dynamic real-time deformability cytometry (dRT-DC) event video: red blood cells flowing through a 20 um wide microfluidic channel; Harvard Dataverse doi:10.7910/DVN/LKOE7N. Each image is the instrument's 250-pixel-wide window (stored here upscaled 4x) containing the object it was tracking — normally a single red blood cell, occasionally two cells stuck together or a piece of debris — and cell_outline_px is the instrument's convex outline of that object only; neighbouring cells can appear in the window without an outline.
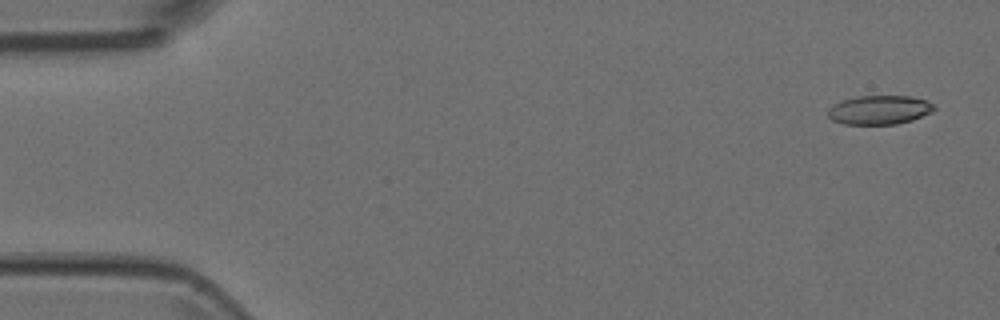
{"species": "Egyptian fruit bat (a non-hibernating species)", "species_latin": "Rousettus aegyptiacus", "temperature_condition": "room temperature", "stored_images_in_passage": 4, "camera_frame_rate_fps": 3000, "um_per_image_px": 0.085, "animal": {"sex": "female"}, "frame": {"image": 1, "passage_image": 1, "time_ms": 0.0, "image_size_px": [1000, 320], "cell_outline_px": [[936, 108], [932, 112], [912, 120], [896, 124], [844, 124], [832, 120], [828, 116], [828, 108], [832, 104], [844, 100], [860, 96], [912, 96], [936, 104]], "centroid_in_image_um": [74.76, 9.34], "position_along_channel_um": 10.2, "area_um2": 17.98}}
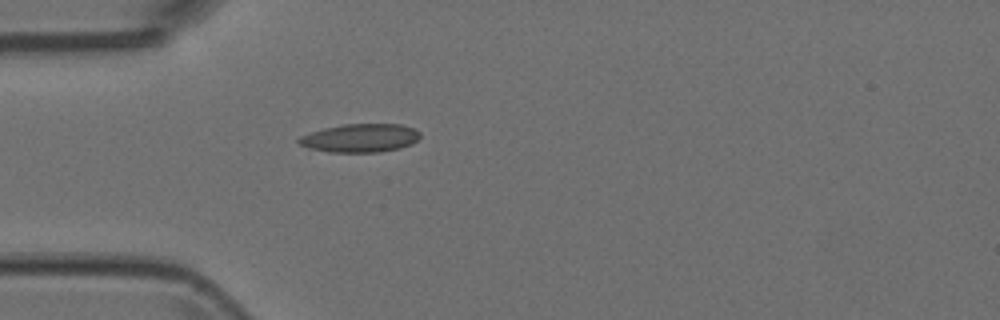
{"frame": {"image": 2, "passage_image": 4, "time_ms": 1.0, "image_size_px": [1000, 320], "cell_outline_px": [[420, 136], [412, 144], [400, 148], [380, 152], [328, 152], [308, 148], [300, 144], [296, 140], [300, 136], [324, 128], [344, 124], [400, 124], [412, 128], [420, 132]], "centroid_in_image_um": [30.61, 11.73], "position_along_channel_um": 54.4, "area_um2": 20.06}}